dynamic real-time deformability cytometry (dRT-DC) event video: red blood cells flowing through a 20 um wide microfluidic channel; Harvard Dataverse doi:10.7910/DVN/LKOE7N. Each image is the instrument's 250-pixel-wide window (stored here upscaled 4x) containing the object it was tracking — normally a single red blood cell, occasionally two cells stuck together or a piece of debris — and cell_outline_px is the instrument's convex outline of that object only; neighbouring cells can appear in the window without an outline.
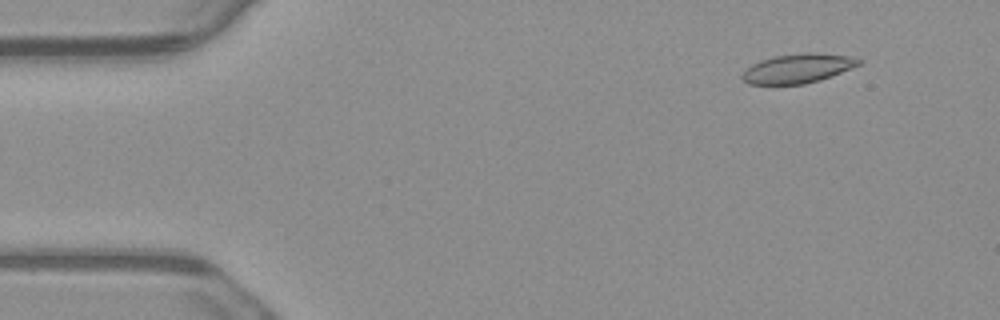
{"species": "common noctule bat (a hibernating species)", "species_latin": "Nyctalus noctula", "temperature_condition": "warm", "stored_images_in_passage": 7, "camera_frame_rate_fps": 3000, "um_per_image_px": 0.085, "animal": {"sex": "male", "body_mass_g": 23.1, "forearm_length_mm": 52.7}, "frame": {"image": 1, "passage_image": 2, "time_ms": 0.333, "image_size_px": [1000, 320], "cell_outline_px": [[864, 60], [860, 64], [852, 68], [832, 76], [820, 80], [804, 84], [748, 84], [740, 76], [752, 64], [760, 60], [772, 56], [808, 52], [812, 52], [852, 56]], "centroid_in_image_um": [67.85, 5.8], "position_along_channel_um": 17.1, "area_um2": 20.0}}
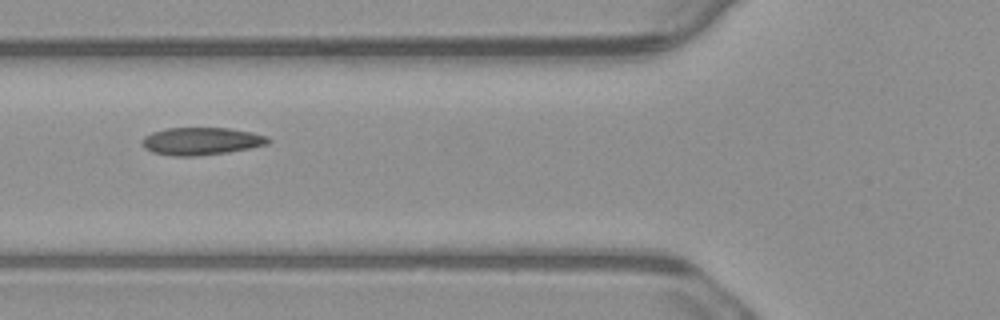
{"frame": {"image": 2, "passage_image": 6, "time_ms": 1.667, "image_size_px": [1000, 320], "cell_outline_px": [[272, 140], [268, 144], [228, 152], [196, 156], [172, 156], [152, 152], [144, 148], [140, 144], [140, 140], [144, 136], [152, 132], [168, 128], [228, 128], [252, 132], [268, 136]], "centroid_in_image_um": [17.08, 12.0], "position_along_channel_um": 108.7, "area_um2": 20.4}}
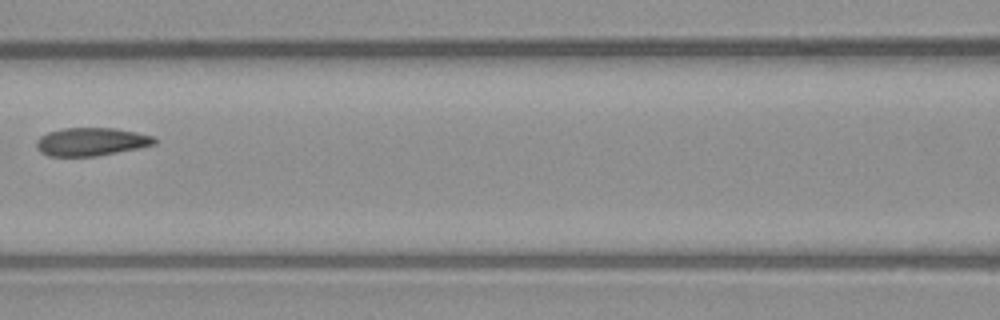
{"frame": {"image": 3, "passage_image": 7, "time_ms": 2.0, "image_size_px": [1000, 320], "cell_outline_px": [[156, 144], [140, 148], [96, 156], [48, 156], [40, 152], [36, 148], [36, 140], [40, 136], [48, 132], [64, 128], [116, 128], [136, 132], [152, 136], [156, 140]], "centroid_in_image_um": [7.73, 12.05], "position_along_channel_um": 158.9, "area_um2": 19.42}}